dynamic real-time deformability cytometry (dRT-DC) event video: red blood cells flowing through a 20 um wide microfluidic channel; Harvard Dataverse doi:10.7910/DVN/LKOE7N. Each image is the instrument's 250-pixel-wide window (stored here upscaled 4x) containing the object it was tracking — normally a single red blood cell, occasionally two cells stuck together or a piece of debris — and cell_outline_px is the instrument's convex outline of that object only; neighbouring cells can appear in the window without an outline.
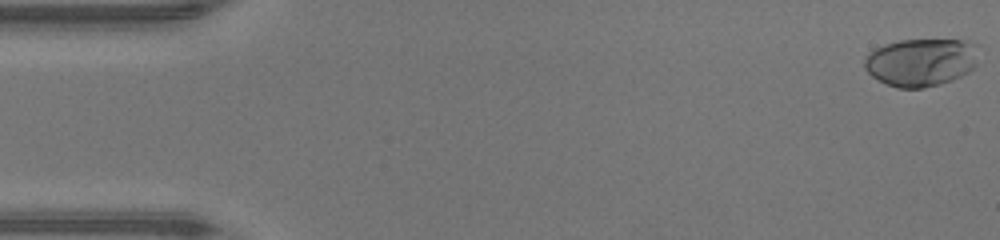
{"species": "human", "species_latin": "Homo sapiens", "temperature_condition": "warm", "stored_images_in_passage": 14, "camera_frame_rate_fps": 3000, "um_per_image_px": 0.085, "donor": {"sex": "male"}, "frame": {"image": 1, "passage_image": 1, "time_ms": 0.0, "image_size_px": [1000, 240], "cell_outline_px": [[980, 44], [976, 64], [968, 72], [952, 80], [940, 84], [924, 88], [896, 88], [872, 76], [864, 68], [864, 60], [876, 48], [884, 44], [900, 40], [960, 40]], "centroid_in_image_um": [78.32, 5.28], "position_along_channel_um": 6.7, "area_um2": 31.91}}